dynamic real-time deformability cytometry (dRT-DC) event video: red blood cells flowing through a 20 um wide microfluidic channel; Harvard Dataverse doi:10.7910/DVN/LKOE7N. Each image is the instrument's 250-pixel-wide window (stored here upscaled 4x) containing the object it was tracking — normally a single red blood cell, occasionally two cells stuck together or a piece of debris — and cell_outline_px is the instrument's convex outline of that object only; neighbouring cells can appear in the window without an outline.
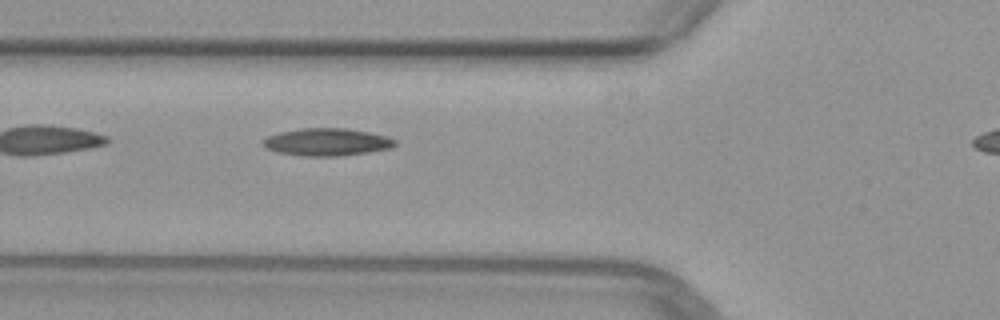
{"species": "common noctule bat (a hibernating species)", "species_latin": "Nyctalus noctula", "temperature_condition": "warm", "stored_images_in_passage": 4, "segment_of_instrument_passage": [1, 2], "camera_frame_rate_fps": 3000, "um_per_image_px": 0.085, "animal": {"sex": "female", "body_mass_g": 29.2, "forearm_length_mm": 56.3}, "frame": {"image": 1, "passage_image": 3, "time_ms": 2.667, "image_size_px": [1000, 320], "cell_outline_px": [[396, 144], [392, 148], [368, 152], [336, 156], [304, 156], [276, 152], [260, 144], [268, 136], [280, 132], [300, 128], [348, 128], [388, 136], [396, 140]], "centroid_in_image_um": [27.8, 12.07], "position_along_channel_um": 98.0, "area_um2": 21.15}}